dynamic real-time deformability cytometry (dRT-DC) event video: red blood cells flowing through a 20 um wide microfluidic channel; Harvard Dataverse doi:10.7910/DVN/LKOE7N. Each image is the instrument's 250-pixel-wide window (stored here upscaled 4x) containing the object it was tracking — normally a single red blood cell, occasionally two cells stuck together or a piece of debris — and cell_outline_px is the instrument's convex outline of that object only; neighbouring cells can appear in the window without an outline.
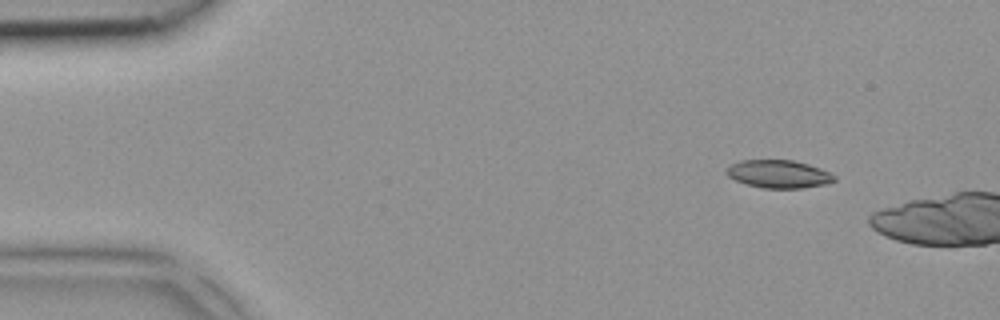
{"species": "common noctule bat (a hibernating species)", "species_latin": "Nyctalus noctula", "temperature_condition": "room temperature", "stored_images_in_passage": 2, "camera_frame_rate_fps": 3000, "um_per_image_px": 0.085, "animal": {"sex": "female", "body_mass_g": 18.4}, "frame": {"image": 1, "passage_image": 1, "time_ms": 0.0, "image_size_px": [1000, 320], "cell_outline_px": [[836, 180], [828, 184], [800, 188], [764, 188], [748, 184], [736, 180], [728, 176], [724, 172], [728, 164], [740, 160], [792, 160], [808, 164], [820, 168], [836, 176]], "centroid_in_image_um": [66.17, 14.78], "position_along_channel_um": 18.8, "area_um2": 17.63}}